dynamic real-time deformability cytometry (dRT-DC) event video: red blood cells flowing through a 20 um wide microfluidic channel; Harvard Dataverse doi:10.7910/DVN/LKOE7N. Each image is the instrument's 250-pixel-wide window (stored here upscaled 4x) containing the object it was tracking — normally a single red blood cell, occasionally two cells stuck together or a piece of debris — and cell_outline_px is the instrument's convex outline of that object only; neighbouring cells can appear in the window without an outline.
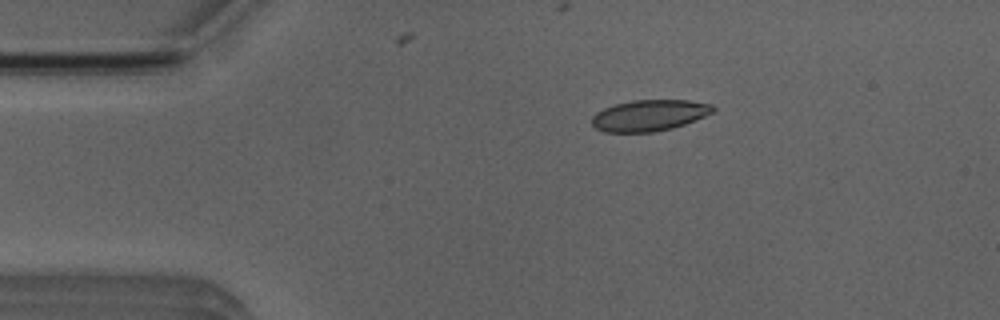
{"species": "Egyptian fruit bat (a non-hibernating species)", "species_latin": "Rousettus aegyptiacus", "temperature_condition": "room temperature", "stored_images_in_passage": 3, "camera_frame_rate_fps": 3000, "um_per_image_px": 0.085, "animal": {"sex": "male"}, "frame": {"image": 1, "passage_image": 1, "time_ms": 0.0, "image_size_px": [1000, 320], "cell_outline_px": [[716, 108], [712, 112], [704, 116], [684, 124], [672, 128], [652, 132], [604, 132], [596, 128], [592, 124], [592, 116], [596, 112], [604, 108], [616, 104], [632, 100], [688, 100], [712, 104]], "centroid_in_image_um": [55.18, 9.8], "position_along_channel_um": 29.8, "area_um2": 21.91}}